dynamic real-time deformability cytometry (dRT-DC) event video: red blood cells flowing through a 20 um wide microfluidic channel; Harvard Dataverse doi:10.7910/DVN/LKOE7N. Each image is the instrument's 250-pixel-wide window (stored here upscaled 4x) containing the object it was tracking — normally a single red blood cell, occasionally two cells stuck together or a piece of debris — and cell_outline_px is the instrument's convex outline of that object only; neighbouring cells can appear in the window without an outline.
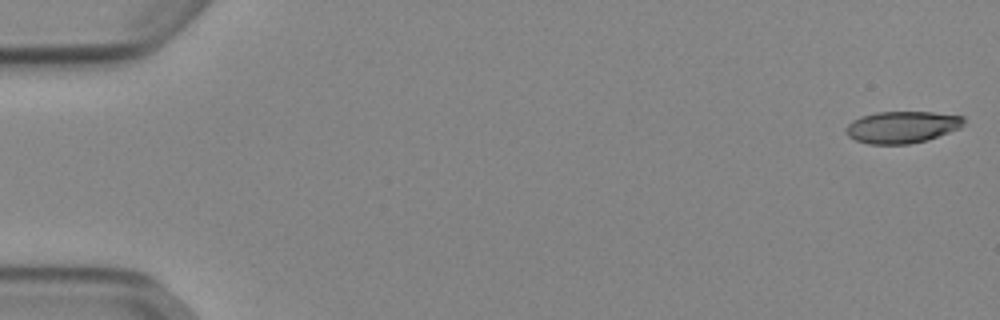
{"species": "Egyptian fruit bat (a non-hibernating species)", "species_latin": "Rousettus aegyptiacus", "temperature_condition": "cold", "stored_images_in_passage": 52, "camera_frame_rate_fps": 3000, "um_per_image_px": 0.085, "animal": {"sex": "female"}, "frame": {"image": 1, "passage_image": 1, "time_ms": 0.0, "image_size_px": [1000, 320], "cell_outline_px": [[964, 124], [960, 128], [924, 140], [908, 144], [868, 144], [856, 140], [848, 136], [844, 132], [844, 128], [852, 120], [860, 116], [876, 112], [932, 112], [964, 116]], "centroid_in_image_um": [76.62, 10.79], "position_along_channel_um": 8.4, "area_um2": 21.85}}
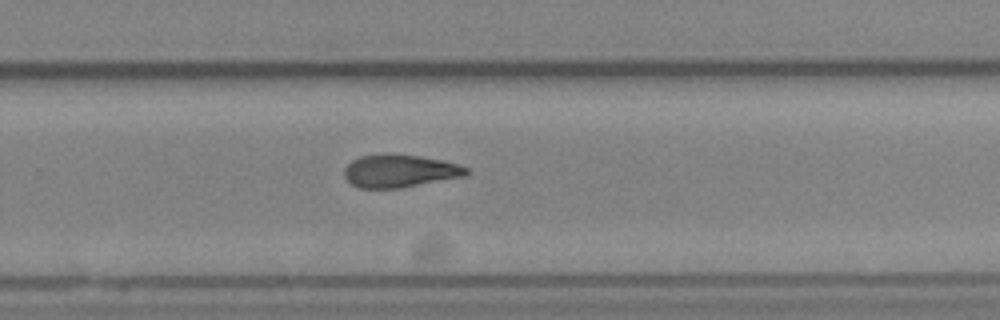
{"frame": {"image": 2, "passage_image": 35, "time_ms": 11.333, "image_size_px": [1000, 320], "cell_outline_px": [[468, 172], [464, 176], [400, 188], [360, 188], [352, 184], [344, 176], [344, 168], [352, 160], [360, 156], [420, 156], [440, 160], [456, 164], [468, 168]], "centroid_in_image_um": [33.96, 14.57], "position_along_channel_um": 295.8, "area_um2": 22.48}}
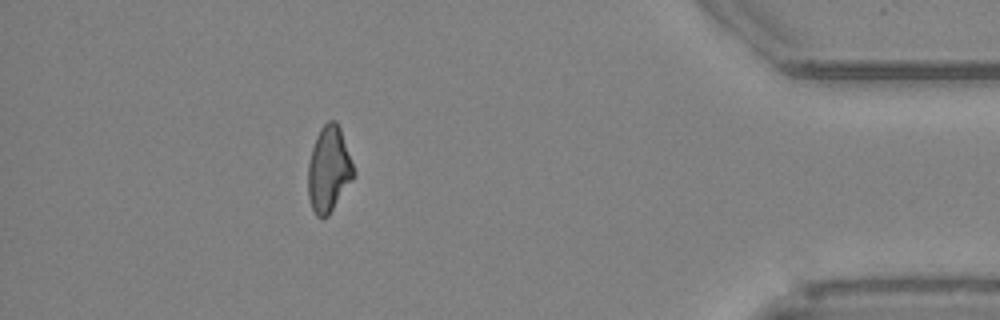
{"frame": {"image": 3, "passage_image": 47, "time_ms": 15.333, "image_size_px": [1000, 320], "cell_outline_px": [[356, 176], [328, 216], [316, 216], [312, 208], [308, 196], [308, 164], [312, 148], [316, 136], [320, 128], [328, 120], [336, 120], [340, 128], [356, 172]], "centroid_in_image_um": [27.96, 14.38], "position_along_channel_um": 407.2, "area_um2": 22.89}, "authors_computed_cell_mechanics": {"area_um2": 23.5246, "velocity_mm_per_s": 3.8948, "shape_relaxation_time_tau1_ms": 7.2187, "shape_relaxation_time_tau2_ms": 7.5415, "deformation_change_tau1": 0.1821, "deformation_change_tau2": 0.1749}}